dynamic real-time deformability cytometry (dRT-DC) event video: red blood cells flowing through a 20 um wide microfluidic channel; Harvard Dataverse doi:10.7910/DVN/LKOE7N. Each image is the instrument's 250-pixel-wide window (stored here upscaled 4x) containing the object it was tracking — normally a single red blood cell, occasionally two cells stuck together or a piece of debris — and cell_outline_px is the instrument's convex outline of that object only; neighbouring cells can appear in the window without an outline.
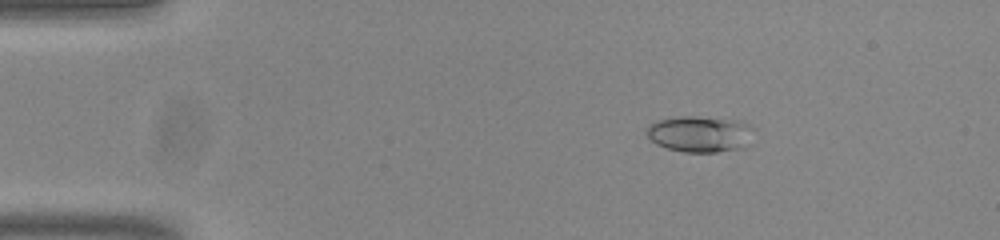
{"species": "common noctule bat (a hibernating species)", "species_latin": "Nyctalus noctula", "temperature_condition": "room temperature", "stored_images_in_passage": 54, "camera_frame_rate_fps": 3000, "um_per_image_px": 0.085, "animal": {"sex": "male", "body_mass_g": 20.0, "forearm_length_mm": 53.3}, "frame": {"image": 1, "passage_image": 9, "time_ms": 2.667, "image_size_px": [1000, 240], "cell_outline_px": [[748, 128], [744, 148], [716, 152], [684, 152], [668, 148], [656, 144], [648, 136], [648, 124], [656, 120], [672, 116], [700, 116], [744, 120], [748, 124]], "centroid_in_image_um": [59.4, 11.36], "position_along_channel_um": 25.6, "area_um2": 22.37}}
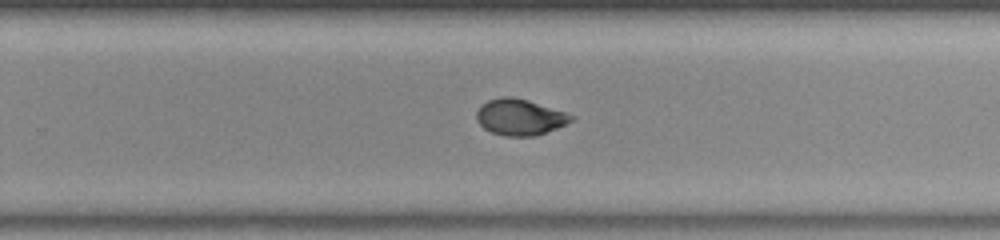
{"frame": {"image": 2, "passage_image": 35, "time_ms": 11.333, "image_size_px": [1000, 240], "cell_outline_px": [[576, 116], [572, 120], [556, 128], [536, 136], [504, 136], [492, 132], [484, 128], [476, 120], [476, 112], [480, 104], [488, 100], [500, 96], [512, 96], [528, 100]], "centroid_in_image_um": [44.14, 9.94], "position_along_channel_um": 285.7, "area_um2": 19.94}}
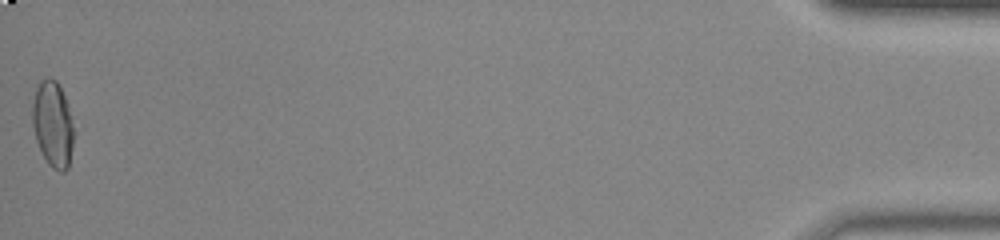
{"frame": {"image": 3, "passage_image": 54, "time_ms": 17.667, "image_size_px": [1000, 240], "cell_outline_px": [[72, 148], [68, 168], [64, 172], [60, 172], [52, 168], [48, 164], [36, 140], [32, 124], [32, 104], [36, 88], [40, 80], [48, 76], [56, 80], [68, 104], [72, 124]], "centroid_in_image_um": [4.47, 10.54], "position_along_channel_um": 430.7, "area_um2": 20.58}, "authors_computed_cell_mechanics": {"area_um2": 20.1144, "velocity_mm_per_s": 3.8234, "shape_relaxation_time_tau1_ms": null, "shape_relaxation_time_tau2_ms": 1.2502, "deformation_change_tau1": null, "deformation_change_tau2": 0.0517}}